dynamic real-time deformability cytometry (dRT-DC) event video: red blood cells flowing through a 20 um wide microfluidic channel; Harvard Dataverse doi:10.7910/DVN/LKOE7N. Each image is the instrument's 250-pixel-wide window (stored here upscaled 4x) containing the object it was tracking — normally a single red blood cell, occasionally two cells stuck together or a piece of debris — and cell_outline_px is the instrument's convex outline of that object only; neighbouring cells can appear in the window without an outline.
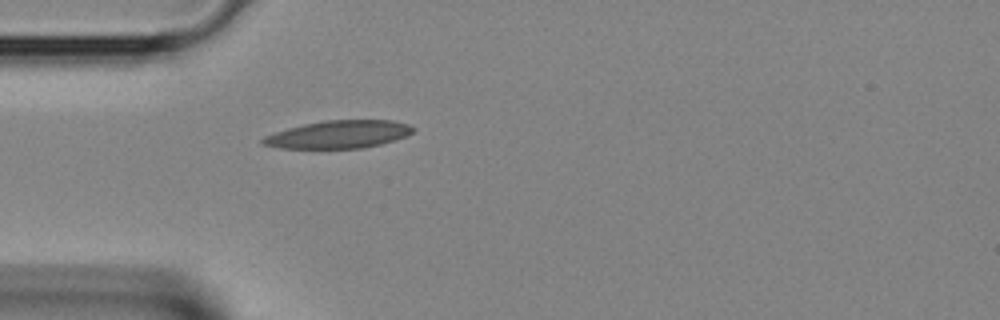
{"species": "Egyptian fruit bat (a non-hibernating species)", "species_latin": "Rousettus aegyptiacus", "temperature_condition": "room temperature", "stored_images_in_passage": 3, "camera_frame_rate_fps": 3000, "um_per_image_px": 0.085, "animal": {"sex": "female"}, "frame": {"image": 1, "passage_image": 2, "time_ms": 0.333, "image_size_px": [1000, 320], "cell_outline_px": [[416, 128], [412, 132], [404, 136], [380, 144], [364, 148], [280, 148], [260, 144], [260, 140], [264, 136], [288, 128], [304, 124], [324, 120], [392, 120], [408, 124]], "centroid_in_image_um": [28.75, 11.42], "position_along_channel_um": 56.2, "area_um2": 24.16}}